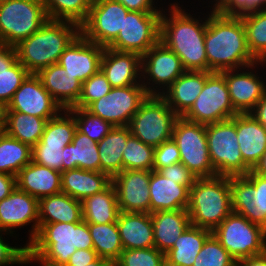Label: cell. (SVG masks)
Returning a JSON list of instances; mask_svg holds the SVG:
<instances>
[{"label": "cell", "mask_w": 266, "mask_h": 266, "mask_svg": "<svg viewBox=\"0 0 266 266\" xmlns=\"http://www.w3.org/2000/svg\"><path fill=\"white\" fill-rule=\"evenodd\" d=\"M128 12L119 1L93 0L80 33L90 42L106 48L117 38Z\"/></svg>", "instance_id": "9a60e30c"}, {"label": "cell", "mask_w": 266, "mask_h": 266, "mask_svg": "<svg viewBox=\"0 0 266 266\" xmlns=\"http://www.w3.org/2000/svg\"><path fill=\"white\" fill-rule=\"evenodd\" d=\"M154 149L155 147L143 143L131 134L122 155L123 170L152 171Z\"/></svg>", "instance_id": "7bdbcfd3"}, {"label": "cell", "mask_w": 266, "mask_h": 266, "mask_svg": "<svg viewBox=\"0 0 266 266\" xmlns=\"http://www.w3.org/2000/svg\"><path fill=\"white\" fill-rule=\"evenodd\" d=\"M232 212L245 216L266 230V177L252 170L229 176Z\"/></svg>", "instance_id": "5bb4252c"}, {"label": "cell", "mask_w": 266, "mask_h": 266, "mask_svg": "<svg viewBox=\"0 0 266 266\" xmlns=\"http://www.w3.org/2000/svg\"><path fill=\"white\" fill-rule=\"evenodd\" d=\"M144 85L115 87L99 100L92 102L86 110L113 126H129L133 115L149 95L156 91Z\"/></svg>", "instance_id": "7c38bea8"}, {"label": "cell", "mask_w": 266, "mask_h": 266, "mask_svg": "<svg viewBox=\"0 0 266 266\" xmlns=\"http://www.w3.org/2000/svg\"><path fill=\"white\" fill-rule=\"evenodd\" d=\"M63 171L84 169L100 172L97 142L76 130L72 143L63 148Z\"/></svg>", "instance_id": "d6a6232c"}, {"label": "cell", "mask_w": 266, "mask_h": 266, "mask_svg": "<svg viewBox=\"0 0 266 266\" xmlns=\"http://www.w3.org/2000/svg\"><path fill=\"white\" fill-rule=\"evenodd\" d=\"M48 119L6 111V134L33 147L41 139Z\"/></svg>", "instance_id": "8d00e7d4"}, {"label": "cell", "mask_w": 266, "mask_h": 266, "mask_svg": "<svg viewBox=\"0 0 266 266\" xmlns=\"http://www.w3.org/2000/svg\"><path fill=\"white\" fill-rule=\"evenodd\" d=\"M265 5H266V0H256V10L265 9L266 8Z\"/></svg>", "instance_id": "be15d7a7"}, {"label": "cell", "mask_w": 266, "mask_h": 266, "mask_svg": "<svg viewBox=\"0 0 266 266\" xmlns=\"http://www.w3.org/2000/svg\"><path fill=\"white\" fill-rule=\"evenodd\" d=\"M7 106L0 102V120H6Z\"/></svg>", "instance_id": "6125c7cd"}, {"label": "cell", "mask_w": 266, "mask_h": 266, "mask_svg": "<svg viewBox=\"0 0 266 266\" xmlns=\"http://www.w3.org/2000/svg\"><path fill=\"white\" fill-rule=\"evenodd\" d=\"M116 223L123 250L155 247L150 213L120 212Z\"/></svg>", "instance_id": "83f0119b"}, {"label": "cell", "mask_w": 266, "mask_h": 266, "mask_svg": "<svg viewBox=\"0 0 266 266\" xmlns=\"http://www.w3.org/2000/svg\"><path fill=\"white\" fill-rule=\"evenodd\" d=\"M79 34L80 26L74 22L48 19L37 32L15 46L17 59L30 74H37L58 63Z\"/></svg>", "instance_id": "277c9868"}, {"label": "cell", "mask_w": 266, "mask_h": 266, "mask_svg": "<svg viewBox=\"0 0 266 266\" xmlns=\"http://www.w3.org/2000/svg\"><path fill=\"white\" fill-rule=\"evenodd\" d=\"M155 248L167 253L191 224L187 209L152 212Z\"/></svg>", "instance_id": "f1b7e54d"}, {"label": "cell", "mask_w": 266, "mask_h": 266, "mask_svg": "<svg viewBox=\"0 0 266 266\" xmlns=\"http://www.w3.org/2000/svg\"><path fill=\"white\" fill-rule=\"evenodd\" d=\"M81 201L66 193L43 197L39 200V224L81 222Z\"/></svg>", "instance_id": "4dcf8cb0"}, {"label": "cell", "mask_w": 266, "mask_h": 266, "mask_svg": "<svg viewBox=\"0 0 266 266\" xmlns=\"http://www.w3.org/2000/svg\"><path fill=\"white\" fill-rule=\"evenodd\" d=\"M205 50L208 72L253 68L258 63L250 54L240 15H223L211 11L207 17Z\"/></svg>", "instance_id": "6da1fadb"}, {"label": "cell", "mask_w": 266, "mask_h": 266, "mask_svg": "<svg viewBox=\"0 0 266 266\" xmlns=\"http://www.w3.org/2000/svg\"><path fill=\"white\" fill-rule=\"evenodd\" d=\"M6 1H10V0H0V3H2V2H6Z\"/></svg>", "instance_id": "03108f58"}, {"label": "cell", "mask_w": 266, "mask_h": 266, "mask_svg": "<svg viewBox=\"0 0 266 266\" xmlns=\"http://www.w3.org/2000/svg\"><path fill=\"white\" fill-rule=\"evenodd\" d=\"M236 129L243 161L252 170L266 150V128L251 114L238 113Z\"/></svg>", "instance_id": "4316f807"}, {"label": "cell", "mask_w": 266, "mask_h": 266, "mask_svg": "<svg viewBox=\"0 0 266 266\" xmlns=\"http://www.w3.org/2000/svg\"><path fill=\"white\" fill-rule=\"evenodd\" d=\"M261 125L266 128V93L249 112Z\"/></svg>", "instance_id": "6f0895ef"}, {"label": "cell", "mask_w": 266, "mask_h": 266, "mask_svg": "<svg viewBox=\"0 0 266 266\" xmlns=\"http://www.w3.org/2000/svg\"><path fill=\"white\" fill-rule=\"evenodd\" d=\"M150 171L123 170L112 178L120 212L150 213Z\"/></svg>", "instance_id": "e0dca14e"}, {"label": "cell", "mask_w": 266, "mask_h": 266, "mask_svg": "<svg viewBox=\"0 0 266 266\" xmlns=\"http://www.w3.org/2000/svg\"><path fill=\"white\" fill-rule=\"evenodd\" d=\"M206 137L210 161L216 175H246L251 169L244 163L239 149L236 115L230 119L207 124Z\"/></svg>", "instance_id": "8992f818"}, {"label": "cell", "mask_w": 266, "mask_h": 266, "mask_svg": "<svg viewBox=\"0 0 266 266\" xmlns=\"http://www.w3.org/2000/svg\"><path fill=\"white\" fill-rule=\"evenodd\" d=\"M237 266H266V251L263 254L239 260Z\"/></svg>", "instance_id": "680465c9"}, {"label": "cell", "mask_w": 266, "mask_h": 266, "mask_svg": "<svg viewBox=\"0 0 266 266\" xmlns=\"http://www.w3.org/2000/svg\"><path fill=\"white\" fill-rule=\"evenodd\" d=\"M180 162V153L177 146V143L173 138L164 141L159 146L154 149V171H159L160 169L179 163Z\"/></svg>", "instance_id": "681fc988"}, {"label": "cell", "mask_w": 266, "mask_h": 266, "mask_svg": "<svg viewBox=\"0 0 266 266\" xmlns=\"http://www.w3.org/2000/svg\"><path fill=\"white\" fill-rule=\"evenodd\" d=\"M81 205L83 220L88 224L117 222L120 210L116 189L112 183L102 192L84 198Z\"/></svg>", "instance_id": "e575fe53"}, {"label": "cell", "mask_w": 266, "mask_h": 266, "mask_svg": "<svg viewBox=\"0 0 266 266\" xmlns=\"http://www.w3.org/2000/svg\"><path fill=\"white\" fill-rule=\"evenodd\" d=\"M158 172L165 178L179 180V184L185 185L188 189L191 188L197 179V177L182 162L164 167Z\"/></svg>", "instance_id": "f5cc1de1"}, {"label": "cell", "mask_w": 266, "mask_h": 266, "mask_svg": "<svg viewBox=\"0 0 266 266\" xmlns=\"http://www.w3.org/2000/svg\"><path fill=\"white\" fill-rule=\"evenodd\" d=\"M31 222L35 223L32 225L29 243L39 231V200L16 187L8 197L0 201V230L11 234L13 228Z\"/></svg>", "instance_id": "d6986e66"}, {"label": "cell", "mask_w": 266, "mask_h": 266, "mask_svg": "<svg viewBox=\"0 0 266 266\" xmlns=\"http://www.w3.org/2000/svg\"><path fill=\"white\" fill-rule=\"evenodd\" d=\"M116 266H166L165 253L155 247L145 249H125Z\"/></svg>", "instance_id": "bcb514c9"}, {"label": "cell", "mask_w": 266, "mask_h": 266, "mask_svg": "<svg viewBox=\"0 0 266 266\" xmlns=\"http://www.w3.org/2000/svg\"><path fill=\"white\" fill-rule=\"evenodd\" d=\"M178 118L160 95H149L133 115L129 128L134 137L157 147L172 138Z\"/></svg>", "instance_id": "ba28073f"}, {"label": "cell", "mask_w": 266, "mask_h": 266, "mask_svg": "<svg viewBox=\"0 0 266 266\" xmlns=\"http://www.w3.org/2000/svg\"><path fill=\"white\" fill-rule=\"evenodd\" d=\"M193 266H237V262L211 234L204 242Z\"/></svg>", "instance_id": "f6af8a7d"}, {"label": "cell", "mask_w": 266, "mask_h": 266, "mask_svg": "<svg viewBox=\"0 0 266 266\" xmlns=\"http://www.w3.org/2000/svg\"><path fill=\"white\" fill-rule=\"evenodd\" d=\"M17 188L40 200L61 191V173L31 161L16 175Z\"/></svg>", "instance_id": "484cf974"}, {"label": "cell", "mask_w": 266, "mask_h": 266, "mask_svg": "<svg viewBox=\"0 0 266 266\" xmlns=\"http://www.w3.org/2000/svg\"><path fill=\"white\" fill-rule=\"evenodd\" d=\"M187 211L191 225L213 231L232 213L229 176L197 178Z\"/></svg>", "instance_id": "5b68a950"}, {"label": "cell", "mask_w": 266, "mask_h": 266, "mask_svg": "<svg viewBox=\"0 0 266 266\" xmlns=\"http://www.w3.org/2000/svg\"><path fill=\"white\" fill-rule=\"evenodd\" d=\"M111 183L112 179L102 172L76 168L61 173V191L80 201L102 192Z\"/></svg>", "instance_id": "f546056e"}, {"label": "cell", "mask_w": 266, "mask_h": 266, "mask_svg": "<svg viewBox=\"0 0 266 266\" xmlns=\"http://www.w3.org/2000/svg\"><path fill=\"white\" fill-rule=\"evenodd\" d=\"M2 230H0V233ZM0 235V266L26 264L27 263V246L12 247L3 242L4 240Z\"/></svg>", "instance_id": "816d5d0a"}, {"label": "cell", "mask_w": 266, "mask_h": 266, "mask_svg": "<svg viewBox=\"0 0 266 266\" xmlns=\"http://www.w3.org/2000/svg\"><path fill=\"white\" fill-rule=\"evenodd\" d=\"M170 10L169 18L161 13L160 41L181 59L186 71L208 72L205 50L207 20L199 23L178 4L172 5Z\"/></svg>", "instance_id": "3957f363"}, {"label": "cell", "mask_w": 266, "mask_h": 266, "mask_svg": "<svg viewBox=\"0 0 266 266\" xmlns=\"http://www.w3.org/2000/svg\"><path fill=\"white\" fill-rule=\"evenodd\" d=\"M141 69L150 77L148 80L167 88L186 71L181 59L161 41L142 55Z\"/></svg>", "instance_id": "44dd1931"}, {"label": "cell", "mask_w": 266, "mask_h": 266, "mask_svg": "<svg viewBox=\"0 0 266 266\" xmlns=\"http://www.w3.org/2000/svg\"><path fill=\"white\" fill-rule=\"evenodd\" d=\"M213 10L223 15H241L256 10V0H215Z\"/></svg>", "instance_id": "f907efd6"}, {"label": "cell", "mask_w": 266, "mask_h": 266, "mask_svg": "<svg viewBox=\"0 0 266 266\" xmlns=\"http://www.w3.org/2000/svg\"><path fill=\"white\" fill-rule=\"evenodd\" d=\"M141 67L142 56L140 54L104 48L100 70L113 88L144 85L137 82Z\"/></svg>", "instance_id": "ffe728a7"}, {"label": "cell", "mask_w": 266, "mask_h": 266, "mask_svg": "<svg viewBox=\"0 0 266 266\" xmlns=\"http://www.w3.org/2000/svg\"><path fill=\"white\" fill-rule=\"evenodd\" d=\"M121 2L129 11L162 12L153 8V0H116Z\"/></svg>", "instance_id": "11a10c76"}, {"label": "cell", "mask_w": 266, "mask_h": 266, "mask_svg": "<svg viewBox=\"0 0 266 266\" xmlns=\"http://www.w3.org/2000/svg\"><path fill=\"white\" fill-rule=\"evenodd\" d=\"M32 161V147L10 137L6 133L0 137V172L16 176Z\"/></svg>", "instance_id": "ab89813d"}, {"label": "cell", "mask_w": 266, "mask_h": 266, "mask_svg": "<svg viewBox=\"0 0 266 266\" xmlns=\"http://www.w3.org/2000/svg\"><path fill=\"white\" fill-rule=\"evenodd\" d=\"M252 171L255 174L266 177V150L263 153V155L261 156L259 162L254 166Z\"/></svg>", "instance_id": "91938a15"}, {"label": "cell", "mask_w": 266, "mask_h": 266, "mask_svg": "<svg viewBox=\"0 0 266 266\" xmlns=\"http://www.w3.org/2000/svg\"><path fill=\"white\" fill-rule=\"evenodd\" d=\"M235 70H224L228 92L234 110L237 113H249L256 103L266 93V85L252 72H240Z\"/></svg>", "instance_id": "7402d4cb"}, {"label": "cell", "mask_w": 266, "mask_h": 266, "mask_svg": "<svg viewBox=\"0 0 266 266\" xmlns=\"http://www.w3.org/2000/svg\"><path fill=\"white\" fill-rule=\"evenodd\" d=\"M104 47L87 40L81 33L69 44L58 60L66 72L81 83L100 70Z\"/></svg>", "instance_id": "ac0fdd59"}, {"label": "cell", "mask_w": 266, "mask_h": 266, "mask_svg": "<svg viewBox=\"0 0 266 266\" xmlns=\"http://www.w3.org/2000/svg\"><path fill=\"white\" fill-rule=\"evenodd\" d=\"M63 109L43 87L36 74H29L16 90L7 111H16L39 118L52 119Z\"/></svg>", "instance_id": "2e32d148"}, {"label": "cell", "mask_w": 266, "mask_h": 266, "mask_svg": "<svg viewBox=\"0 0 266 266\" xmlns=\"http://www.w3.org/2000/svg\"><path fill=\"white\" fill-rule=\"evenodd\" d=\"M93 249L98 256L114 264L123 251L117 223L88 224Z\"/></svg>", "instance_id": "f35d334b"}, {"label": "cell", "mask_w": 266, "mask_h": 266, "mask_svg": "<svg viewBox=\"0 0 266 266\" xmlns=\"http://www.w3.org/2000/svg\"><path fill=\"white\" fill-rule=\"evenodd\" d=\"M58 63L41 69L36 75L43 87L50 93L63 110L74 107L81 94L82 83Z\"/></svg>", "instance_id": "cb8c5ba5"}, {"label": "cell", "mask_w": 266, "mask_h": 266, "mask_svg": "<svg viewBox=\"0 0 266 266\" xmlns=\"http://www.w3.org/2000/svg\"><path fill=\"white\" fill-rule=\"evenodd\" d=\"M211 234L209 229L190 224L165 254L166 266H193L204 242Z\"/></svg>", "instance_id": "836d02e7"}, {"label": "cell", "mask_w": 266, "mask_h": 266, "mask_svg": "<svg viewBox=\"0 0 266 266\" xmlns=\"http://www.w3.org/2000/svg\"><path fill=\"white\" fill-rule=\"evenodd\" d=\"M16 187V176L0 172V201L8 197Z\"/></svg>", "instance_id": "9f6ffc18"}, {"label": "cell", "mask_w": 266, "mask_h": 266, "mask_svg": "<svg viewBox=\"0 0 266 266\" xmlns=\"http://www.w3.org/2000/svg\"><path fill=\"white\" fill-rule=\"evenodd\" d=\"M98 254L94 249L76 250L71 256L68 265L71 266H82L88 265L98 258Z\"/></svg>", "instance_id": "db71d44e"}, {"label": "cell", "mask_w": 266, "mask_h": 266, "mask_svg": "<svg viewBox=\"0 0 266 266\" xmlns=\"http://www.w3.org/2000/svg\"><path fill=\"white\" fill-rule=\"evenodd\" d=\"M112 86L101 70L82 83L78 103L72 108L86 109L92 102L107 95Z\"/></svg>", "instance_id": "7dc6e473"}, {"label": "cell", "mask_w": 266, "mask_h": 266, "mask_svg": "<svg viewBox=\"0 0 266 266\" xmlns=\"http://www.w3.org/2000/svg\"><path fill=\"white\" fill-rule=\"evenodd\" d=\"M240 18L250 54L257 62H266V8L243 13Z\"/></svg>", "instance_id": "74e56055"}, {"label": "cell", "mask_w": 266, "mask_h": 266, "mask_svg": "<svg viewBox=\"0 0 266 266\" xmlns=\"http://www.w3.org/2000/svg\"><path fill=\"white\" fill-rule=\"evenodd\" d=\"M26 246L27 264L39 261L41 266H58L67 264L76 250L93 249V241L88 223L82 220L39 224L36 237Z\"/></svg>", "instance_id": "7a4b0ae2"}, {"label": "cell", "mask_w": 266, "mask_h": 266, "mask_svg": "<svg viewBox=\"0 0 266 266\" xmlns=\"http://www.w3.org/2000/svg\"><path fill=\"white\" fill-rule=\"evenodd\" d=\"M5 121L6 120H0V137L6 133Z\"/></svg>", "instance_id": "e7e4bbea"}, {"label": "cell", "mask_w": 266, "mask_h": 266, "mask_svg": "<svg viewBox=\"0 0 266 266\" xmlns=\"http://www.w3.org/2000/svg\"><path fill=\"white\" fill-rule=\"evenodd\" d=\"M93 0H43L49 19L65 20L81 26L88 18Z\"/></svg>", "instance_id": "60d3db41"}, {"label": "cell", "mask_w": 266, "mask_h": 266, "mask_svg": "<svg viewBox=\"0 0 266 266\" xmlns=\"http://www.w3.org/2000/svg\"><path fill=\"white\" fill-rule=\"evenodd\" d=\"M43 0H10L0 3V40L16 46L48 20Z\"/></svg>", "instance_id": "52a82bcc"}, {"label": "cell", "mask_w": 266, "mask_h": 266, "mask_svg": "<svg viewBox=\"0 0 266 266\" xmlns=\"http://www.w3.org/2000/svg\"><path fill=\"white\" fill-rule=\"evenodd\" d=\"M172 138L177 143L180 162L197 178L217 176L209 157L206 125L179 117Z\"/></svg>", "instance_id": "30bf717a"}, {"label": "cell", "mask_w": 266, "mask_h": 266, "mask_svg": "<svg viewBox=\"0 0 266 266\" xmlns=\"http://www.w3.org/2000/svg\"><path fill=\"white\" fill-rule=\"evenodd\" d=\"M58 266H71V265L61 264ZM82 266H111V263L104 258L98 257L95 261L89 263L88 265H82Z\"/></svg>", "instance_id": "94428289"}, {"label": "cell", "mask_w": 266, "mask_h": 266, "mask_svg": "<svg viewBox=\"0 0 266 266\" xmlns=\"http://www.w3.org/2000/svg\"><path fill=\"white\" fill-rule=\"evenodd\" d=\"M150 213L187 209L189 189L179 180L165 178L158 171H150Z\"/></svg>", "instance_id": "603a6c76"}, {"label": "cell", "mask_w": 266, "mask_h": 266, "mask_svg": "<svg viewBox=\"0 0 266 266\" xmlns=\"http://www.w3.org/2000/svg\"><path fill=\"white\" fill-rule=\"evenodd\" d=\"M161 13L129 11L117 38L108 48L144 55L160 41Z\"/></svg>", "instance_id": "4fadbf2b"}, {"label": "cell", "mask_w": 266, "mask_h": 266, "mask_svg": "<svg viewBox=\"0 0 266 266\" xmlns=\"http://www.w3.org/2000/svg\"><path fill=\"white\" fill-rule=\"evenodd\" d=\"M67 110L74 116L77 130L97 143L114 127L111 123L91 114L86 109L70 108Z\"/></svg>", "instance_id": "ee69618b"}, {"label": "cell", "mask_w": 266, "mask_h": 266, "mask_svg": "<svg viewBox=\"0 0 266 266\" xmlns=\"http://www.w3.org/2000/svg\"><path fill=\"white\" fill-rule=\"evenodd\" d=\"M38 142L32 147V161L60 173L63 172V148Z\"/></svg>", "instance_id": "c3c4849f"}, {"label": "cell", "mask_w": 266, "mask_h": 266, "mask_svg": "<svg viewBox=\"0 0 266 266\" xmlns=\"http://www.w3.org/2000/svg\"><path fill=\"white\" fill-rule=\"evenodd\" d=\"M30 73L18 61L15 46H0V102L6 106Z\"/></svg>", "instance_id": "d590c367"}, {"label": "cell", "mask_w": 266, "mask_h": 266, "mask_svg": "<svg viewBox=\"0 0 266 266\" xmlns=\"http://www.w3.org/2000/svg\"><path fill=\"white\" fill-rule=\"evenodd\" d=\"M237 114L224 75L221 72H206V82L201 93L182 117L207 125L230 119Z\"/></svg>", "instance_id": "8fae6325"}, {"label": "cell", "mask_w": 266, "mask_h": 266, "mask_svg": "<svg viewBox=\"0 0 266 266\" xmlns=\"http://www.w3.org/2000/svg\"><path fill=\"white\" fill-rule=\"evenodd\" d=\"M130 135L131 130L129 126H114L97 143L100 158V172L107 174L111 179L123 171L122 155Z\"/></svg>", "instance_id": "1f68e13d"}, {"label": "cell", "mask_w": 266, "mask_h": 266, "mask_svg": "<svg viewBox=\"0 0 266 266\" xmlns=\"http://www.w3.org/2000/svg\"><path fill=\"white\" fill-rule=\"evenodd\" d=\"M212 235L236 262L266 251V230L234 212L212 231Z\"/></svg>", "instance_id": "9c48e42d"}, {"label": "cell", "mask_w": 266, "mask_h": 266, "mask_svg": "<svg viewBox=\"0 0 266 266\" xmlns=\"http://www.w3.org/2000/svg\"><path fill=\"white\" fill-rule=\"evenodd\" d=\"M63 112L65 116L59 113L56 117L47 121L44 133L39 140L41 144L66 146L72 143L77 130L76 121L68 110H63Z\"/></svg>", "instance_id": "b9f144b4"}, {"label": "cell", "mask_w": 266, "mask_h": 266, "mask_svg": "<svg viewBox=\"0 0 266 266\" xmlns=\"http://www.w3.org/2000/svg\"><path fill=\"white\" fill-rule=\"evenodd\" d=\"M206 82V71H185L168 88L158 92L169 107L182 117L193 105Z\"/></svg>", "instance_id": "d4e9b609"}]
</instances>
